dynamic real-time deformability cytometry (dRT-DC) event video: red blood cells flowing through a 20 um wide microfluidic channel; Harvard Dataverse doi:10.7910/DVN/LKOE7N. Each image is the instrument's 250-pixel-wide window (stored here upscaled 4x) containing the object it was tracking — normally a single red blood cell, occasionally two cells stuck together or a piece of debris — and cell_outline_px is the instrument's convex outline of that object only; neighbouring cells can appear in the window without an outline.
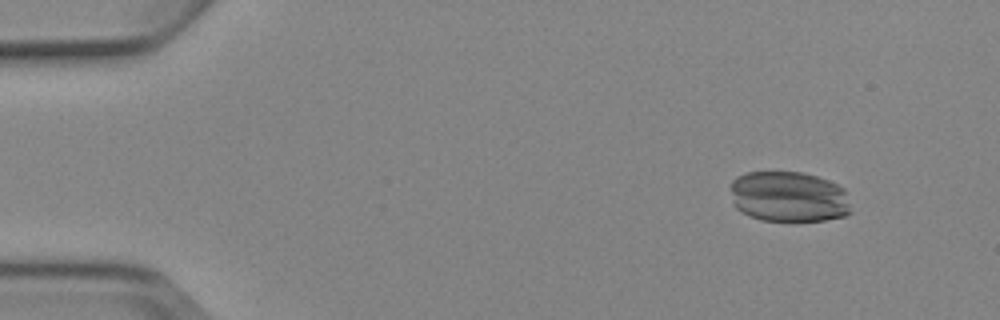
{"species": "Egyptian fruit bat (a non-hibernating species)", "species_latin": "Rousettus aegyptiacus", "temperature_condition": "cold", "stored_images_in_passage": 6, "camera_frame_rate_fps": 3000, "um_per_image_px": 0.085, "animal": {"sex": "female"}, "frame": {"image": 1, "passage_image": 2, "time_ms": 1.333, "image_size_px": [1000, 320], "cell_outline_px": [[852, 212], [844, 216], [824, 220], [760, 220], [748, 216], [740, 212], [736, 208], [732, 192], [732, 180], [736, 176], [744, 172], [804, 172], [828, 180], [844, 188]], "centroid_in_image_um": [67.04, 16.71], "position_along_channel_um": 18.0, "area_um2": 35.6}}
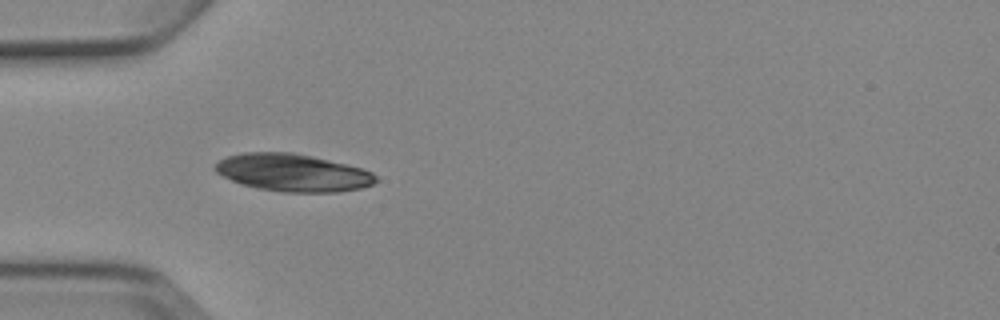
{"frame": {"image": 2, "passage_image": 5, "time_ms": 5.0, "image_size_px": [1000, 320], "cell_outline_px": [[380, 180], [372, 184], [360, 188], [340, 192], [284, 192], [256, 188], [232, 180], [216, 172], [212, 168], [220, 160], [228, 156], [244, 152], [292, 152], [312, 156], [360, 168], [372, 172]], "centroid_in_image_um": [24.89, 14.68], "position_along_channel_um": 60.1, "area_um2": 34.91}}
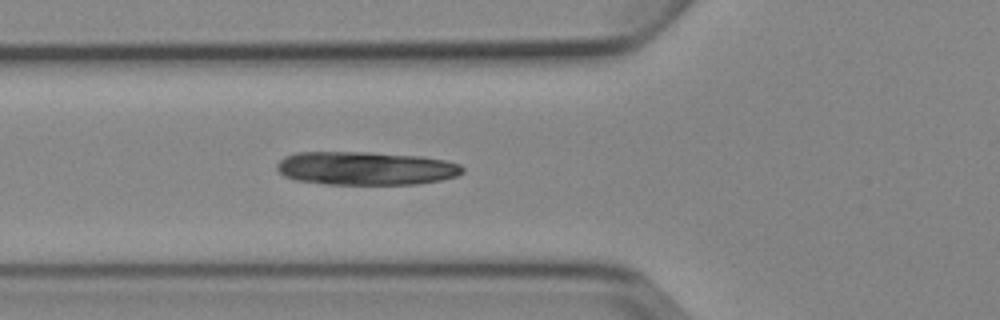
{"frame": {"image": 3, "passage_image": 6, "time_ms": 6.0, "image_size_px": [1000, 320], "cell_outline_px": [[464, 172], [456, 176], [440, 180], [416, 184], [328, 184], [296, 180], [284, 176], [276, 168], [276, 164], [284, 156], [296, 152], [368, 152], [424, 156], [444, 160], [460, 164], [464, 168]], "centroid_in_image_um": [31.08, 14.3], "position_along_channel_um": 94.7, "area_um2": 36.3}}